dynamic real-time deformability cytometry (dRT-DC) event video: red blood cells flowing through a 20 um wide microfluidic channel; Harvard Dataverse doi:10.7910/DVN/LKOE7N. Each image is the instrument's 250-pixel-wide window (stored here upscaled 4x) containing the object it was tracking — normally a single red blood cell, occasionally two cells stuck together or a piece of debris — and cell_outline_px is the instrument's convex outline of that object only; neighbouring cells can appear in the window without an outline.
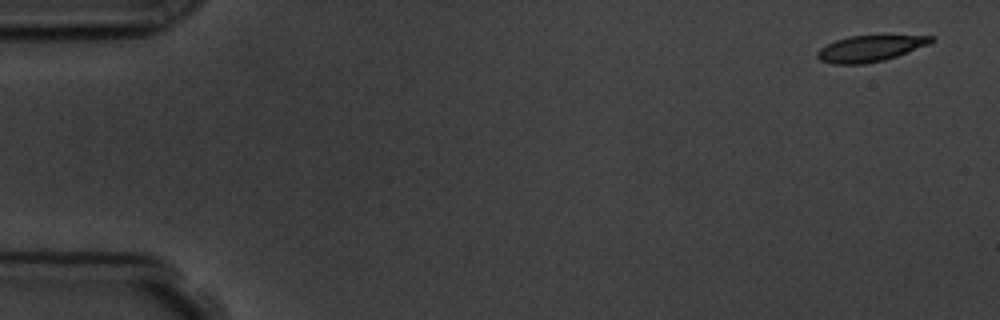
{"species": "common noctule bat (a hibernating species)", "species_latin": "Nyctalus noctula", "temperature_condition": "room temperature", "stored_images_in_passage": 5, "camera_frame_rate_fps": 3000, "um_per_image_px": 0.085, "animal": {"sex": "male", "body_mass_g": 19.5, "forearm_length_mm": 54.6}, "frame": {"image": 1, "passage_image": 1, "time_ms": 0.0, "image_size_px": [1000, 320], "cell_outline_px": [[936, 40], [928, 44], [896, 56], [884, 60], [864, 64], [832, 64], [820, 60], [816, 56], [816, 52], [820, 48], [836, 40], [848, 36], [936, 36]], "centroid_in_image_um": [73.92, 4.13], "position_along_channel_um": 11.1, "area_um2": 17.11}}
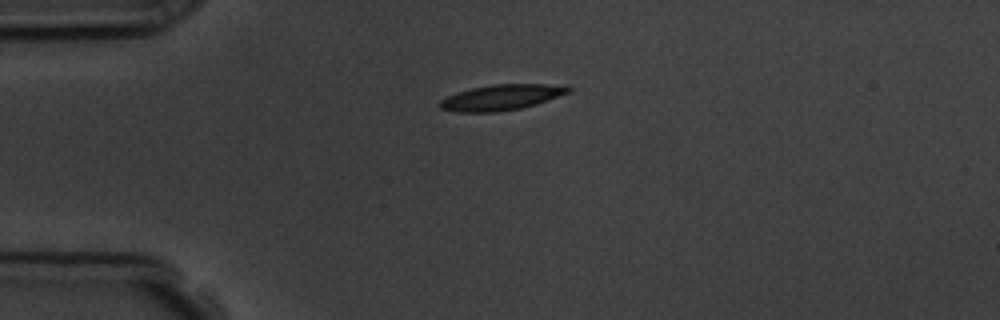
{"frame": {"image": 2, "passage_image": 4, "time_ms": 3.667, "image_size_px": [1000, 320], "cell_outline_px": [[572, 92], [536, 104], [520, 108], [496, 112], [456, 112], [440, 108], [440, 100], [456, 92], [472, 88], [492, 84], [568, 84], [572, 88]], "centroid_in_image_um": [42.69, 8.26], "position_along_channel_um": 42.3, "area_um2": 19.36}}